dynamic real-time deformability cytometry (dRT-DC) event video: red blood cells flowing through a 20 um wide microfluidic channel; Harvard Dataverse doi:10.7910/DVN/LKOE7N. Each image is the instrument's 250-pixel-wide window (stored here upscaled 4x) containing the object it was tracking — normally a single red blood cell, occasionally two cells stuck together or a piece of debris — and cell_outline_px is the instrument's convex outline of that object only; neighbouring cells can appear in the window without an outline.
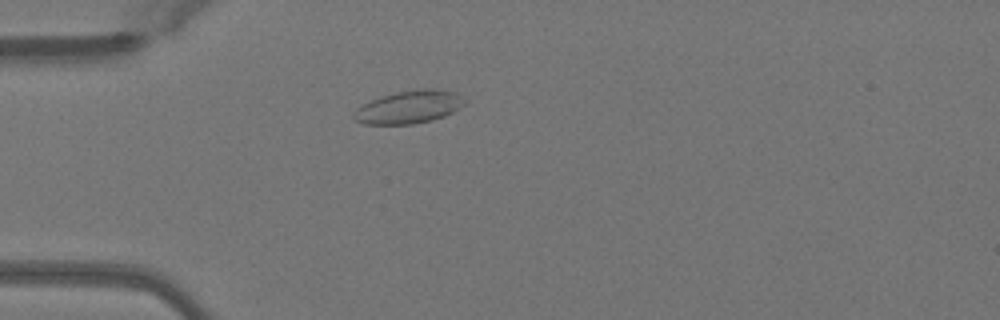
{"species": "Egyptian fruit bat (a non-hibernating species)", "species_latin": "Rousettus aegyptiacus", "temperature_condition": "warm", "stored_images_in_passage": 12, "camera_frame_rate_fps": 3000, "um_per_image_px": 0.085, "animal": {"sex": "female"}, "frame": {"image": 1, "passage_image": 5, "time_ms": 1.333, "image_size_px": [1000, 320], "cell_outline_px": [[468, 100], [464, 104], [452, 112], [444, 116], [432, 120], [412, 124], [364, 124], [352, 120], [352, 112], [356, 108], [372, 100], [396, 92], [416, 88], [436, 88], [456, 92]], "centroid_in_image_um": [34.77, 9.09], "position_along_channel_um": 50.2, "area_um2": 21.44}}
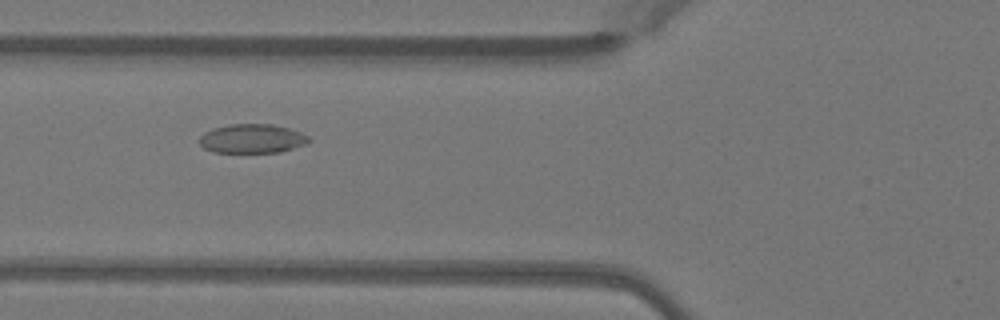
{"frame": {"image": 2, "passage_image": 10, "time_ms": 3.0, "image_size_px": [1000, 320], "cell_outline_px": [[312, 140], [308, 144], [280, 152], [212, 152], [204, 148], [200, 144], [200, 136], [204, 132], [212, 128], [228, 124], [272, 124], [288, 128], [300, 132], [308, 136]], "centroid_in_image_um": [21.44, 11.78], "position_along_channel_um": 104.4, "area_um2": 18.67}}